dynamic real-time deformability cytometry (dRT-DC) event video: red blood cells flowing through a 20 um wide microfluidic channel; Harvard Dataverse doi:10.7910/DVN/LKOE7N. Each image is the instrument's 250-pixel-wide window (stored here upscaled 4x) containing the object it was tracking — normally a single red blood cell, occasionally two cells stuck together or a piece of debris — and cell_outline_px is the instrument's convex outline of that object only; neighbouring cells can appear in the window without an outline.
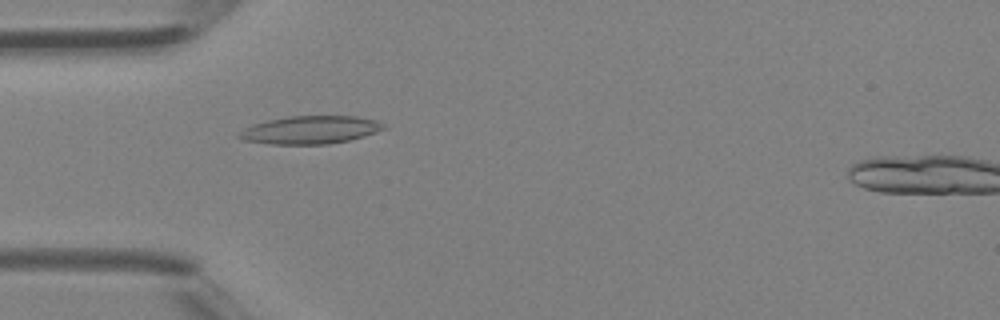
{"species": "Egyptian fruit bat (a non-hibernating species)", "species_latin": "Rousettus aegyptiacus", "temperature_condition": "room temperature", "stored_images_in_passage": 46, "camera_frame_rate_fps": 3000, "um_per_image_px": 0.085, "animal": {"sex": "female"}, "frame": {"image": 1, "passage_image": 14, "time_ms": 4.333, "image_size_px": [1000, 320], "cell_outline_px": [[384, 128], [376, 132], [364, 136], [348, 140], [328, 144], [272, 144], [244, 140], [236, 136], [244, 128], [252, 124], [268, 120], [288, 116], [356, 116], [376, 120], [384, 124]], "centroid_in_image_um": [26.36, 11.03], "position_along_channel_um": 58.6, "area_um2": 23.41}}
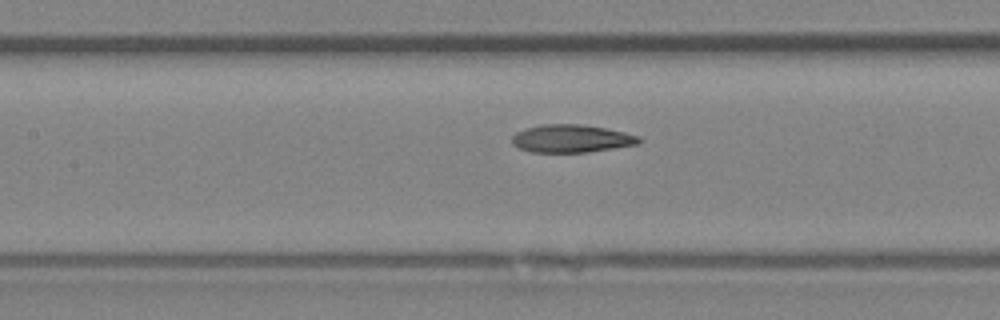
{"frame": {"image": 2, "passage_image": 21, "time_ms": 6.667, "image_size_px": [1000, 320], "cell_outline_px": [[644, 140], [640, 144], [588, 152], [532, 152], [520, 148], [512, 144], [512, 136], [516, 132], [540, 124], [580, 124], [604, 128], [624, 132], [640, 136]], "centroid_in_image_um": [48.61, 11.78], "position_along_channel_um": 158.8, "area_um2": 20.63}}
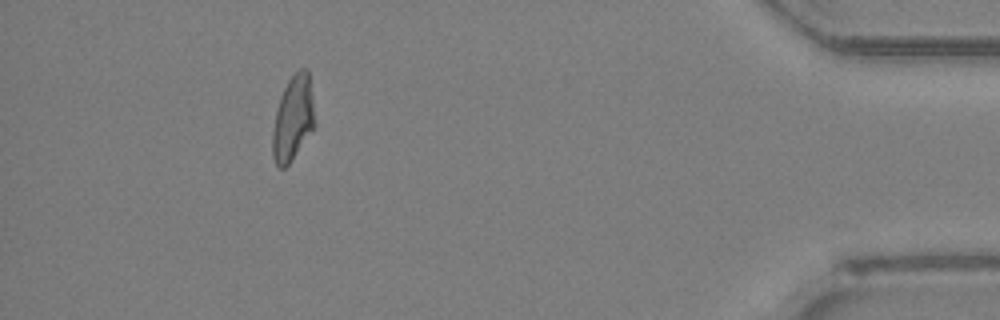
{"frame": {"image": 3, "passage_image": 42, "time_ms": 13.667, "image_size_px": [1000, 320], "cell_outline_px": [[316, 124], [288, 164], [284, 168], [280, 168], [276, 164], [272, 156], [272, 132], [276, 112], [280, 96], [288, 80], [300, 68], [308, 68]], "centroid_in_image_um": [24.9, 10.04], "position_along_channel_um": 410.3, "area_um2": 20.69}, "authors_computed_cell_mechanics": {"area_um2": 21.0681, "velocity_mm_per_s": 4.4488, "shape_relaxation_time_tau1_ms": null, "shape_relaxation_time_tau2_ms": 1.5882, "deformation_change_tau1": null, "deformation_change_tau2": 0.0804}}